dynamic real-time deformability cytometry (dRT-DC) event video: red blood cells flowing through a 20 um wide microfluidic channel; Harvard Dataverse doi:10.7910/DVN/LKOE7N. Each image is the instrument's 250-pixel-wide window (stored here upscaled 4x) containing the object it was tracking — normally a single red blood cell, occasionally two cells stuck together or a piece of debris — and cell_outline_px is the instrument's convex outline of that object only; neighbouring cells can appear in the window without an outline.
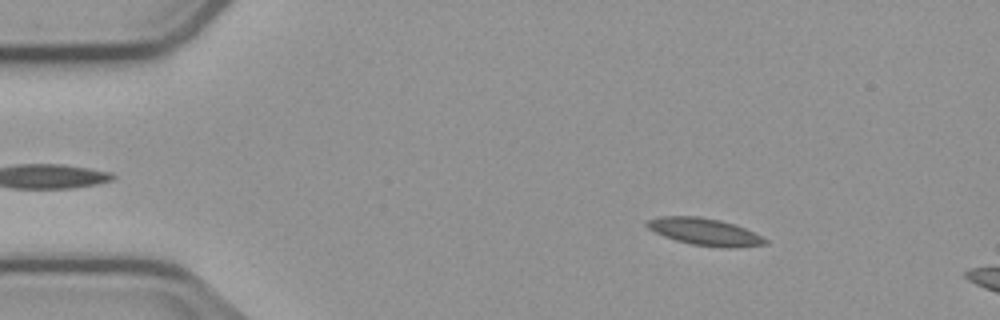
{"species": "common noctule bat (a hibernating species)", "species_latin": "Nyctalus noctula", "temperature_condition": "cold", "stored_images_in_passage": 4, "camera_frame_rate_fps": 3000, "um_per_image_px": 0.085, "animal": {"sex": "male", "body_mass_g": 23.1, "forearm_length_mm": 52.7}, "frame": {"image": 1, "passage_image": 2, "time_ms": 1.333, "image_size_px": [1000, 320], "cell_outline_px": [[768, 244], [736, 248], [720, 248], [692, 244], [676, 240], [664, 236], [648, 228], [644, 224], [648, 220], [660, 216], [700, 216], [720, 220], [744, 228], [768, 240]], "centroid_in_image_um": [59.9, 19.71], "position_along_channel_um": 25.1, "area_um2": 18.61}}